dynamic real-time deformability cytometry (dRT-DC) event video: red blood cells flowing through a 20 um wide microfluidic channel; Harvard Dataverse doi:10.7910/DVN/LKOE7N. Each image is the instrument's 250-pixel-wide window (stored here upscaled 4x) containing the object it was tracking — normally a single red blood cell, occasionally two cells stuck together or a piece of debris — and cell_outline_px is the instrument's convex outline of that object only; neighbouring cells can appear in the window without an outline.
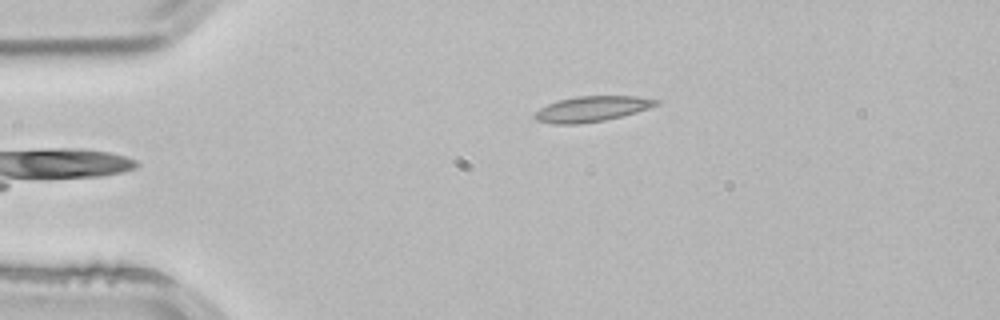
{"species": "common noctule bat (a hibernating species)", "species_latin": "Nyctalus noctula", "temperature_condition": "room temperature", "stored_images_in_passage": 4, "camera_frame_rate_fps": 3000, "um_per_image_px": 0.085, "animal": {"sex": "male", "body_mass_g": 21.5, "forearm_length_mm": 52.0}, "frame": {"image": 1, "passage_image": 4, "time_ms": 1.0, "image_size_px": [1000, 320], "cell_outline_px": [[660, 104], [636, 112], [604, 120], [580, 124], [552, 124], [536, 120], [532, 116], [540, 108], [556, 100], [576, 96], [636, 96], [660, 100]], "centroid_in_image_um": [50.28, 9.25], "position_along_channel_um": 34.7, "area_um2": 18.03}}